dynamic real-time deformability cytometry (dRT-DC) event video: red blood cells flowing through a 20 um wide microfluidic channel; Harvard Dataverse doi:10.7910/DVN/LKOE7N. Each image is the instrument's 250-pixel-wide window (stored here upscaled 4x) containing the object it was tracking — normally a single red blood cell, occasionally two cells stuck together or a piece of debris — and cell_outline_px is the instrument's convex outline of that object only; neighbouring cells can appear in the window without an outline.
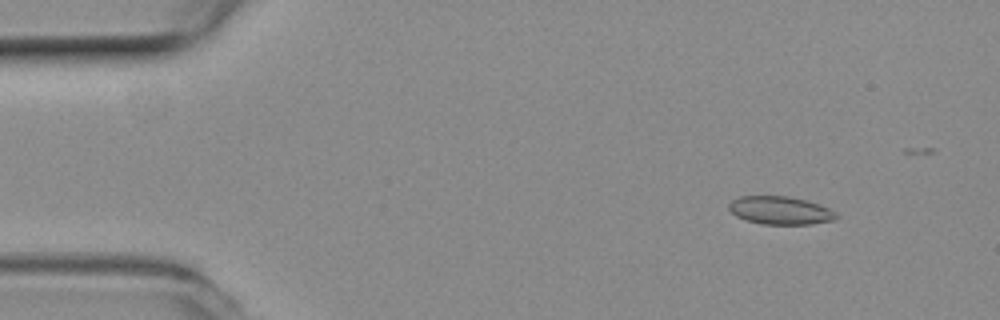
{"species": "common noctule bat (a hibernating species)", "species_latin": "Nyctalus noctula", "temperature_condition": "room temperature", "stored_images_in_passage": 16, "camera_frame_rate_fps": 3000, "um_per_image_px": 0.085, "animal": {"sex": "female", "body_mass_g": 19.3, "forearm_length_mm": 54.1}, "frame": {"image": 1, "passage_image": 6, "time_ms": 1.667, "image_size_px": [1000, 320], "cell_outline_px": [[836, 216], [832, 220], [812, 224], [764, 224], [748, 220], [736, 216], [728, 208], [728, 204], [732, 200], [740, 196], [788, 196], [808, 200], [820, 204], [836, 212]], "centroid_in_image_um": [66.31, 17.87], "position_along_channel_um": 18.7, "area_um2": 17.46}}